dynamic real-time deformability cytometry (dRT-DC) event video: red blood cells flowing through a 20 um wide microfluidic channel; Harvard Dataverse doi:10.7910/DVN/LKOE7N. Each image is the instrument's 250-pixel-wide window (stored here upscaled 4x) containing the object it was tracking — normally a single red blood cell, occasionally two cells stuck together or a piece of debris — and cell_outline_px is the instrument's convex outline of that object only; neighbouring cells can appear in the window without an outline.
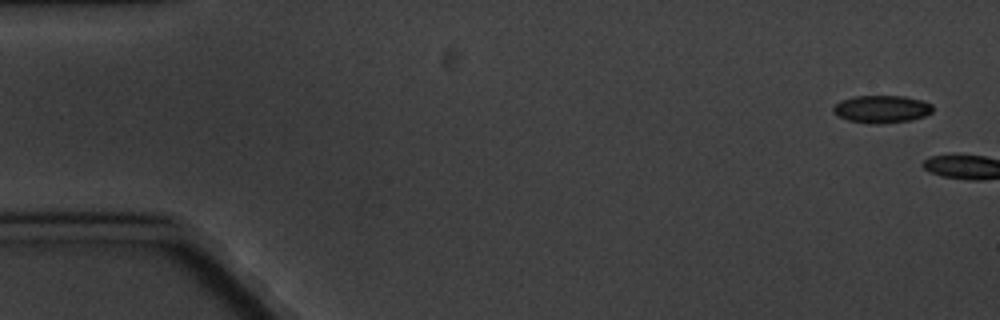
{"species": "common noctule bat (a hibernating species)", "species_latin": "Nyctalus noctula", "temperature_condition": "cold", "stored_images_in_passage": 2, "camera_frame_rate_fps": 3000, "um_per_image_px": 0.085, "animal": {"sex": "male", "body_mass_g": 20.1, "forearm_length_mm": 53.5}, "frame": {"image": 1, "passage_image": 1, "time_ms": 0.0, "image_size_px": [1000, 320], "cell_outline_px": [[932, 112], [924, 116], [912, 120], [880, 124], [876, 124], [848, 120], [832, 112], [832, 108], [840, 100], [856, 96], [904, 96], [920, 100], [932, 104]], "centroid_in_image_um": [74.94, 9.27], "position_along_channel_um": 10.1, "area_um2": 15.9}}